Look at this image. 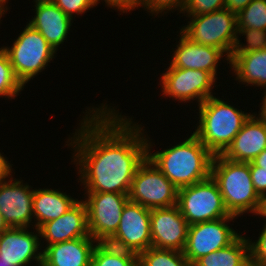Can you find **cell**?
Returning a JSON list of instances; mask_svg holds the SVG:
<instances>
[{"instance_id":"6da1fadb","label":"cell","mask_w":266,"mask_h":266,"mask_svg":"<svg viewBox=\"0 0 266 266\" xmlns=\"http://www.w3.org/2000/svg\"><path fill=\"white\" fill-rule=\"evenodd\" d=\"M104 107L87 111L70 139L74 162L81 167L79 180L86 192L129 194L135 172L147 157V138L130 118Z\"/></svg>"},{"instance_id":"7a4b0ae2","label":"cell","mask_w":266,"mask_h":266,"mask_svg":"<svg viewBox=\"0 0 266 266\" xmlns=\"http://www.w3.org/2000/svg\"><path fill=\"white\" fill-rule=\"evenodd\" d=\"M147 157L178 189L206 180L211 175L214 155L192 133L185 141L163 151L150 152Z\"/></svg>"},{"instance_id":"3957f363","label":"cell","mask_w":266,"mask_h":266,"mask_svg":"<svg viewBox=\"0 0 266 266\" xmlns=\"http://www.w3.org/2000/svg\"><path fill=\"white\" fill-rule=\"evenodd\" d=\"M210 176L217 183L231 215L238 217L247 211L262 214L264 200L254 189L249 163L231 161L221 154L214 155Z\"/></svg>"},{"instance_id":"277c9868","label":"cell","mask_w":266,"mask_h":266,"mask_svg":"<svg viewBox=\"0 0 266 266\" xmlns=\"http://www.w3.org/2000/svg\"><path fill=\"white\" fill-rule=\"evenodd\" d=\"M199 106V125L193 134L213 154H222L242 129L251 113H244L211 96Z\"/></svg>"},{"instance_id":"5b68a950","label":"cell","mask_w":266,"mask_h":266,"mask_svg":"<svg viewBox=\"0 0 266 266\" xmlns=\"http://www.w3.org/2000/svg\"><path fill=\"white\" fill-rule=\"evenodd\" d=\"M180 32L191 42L219 48L227 61L241 43L236 14L226 8L192 17Z\"/></svg>"},{"instance_id":"8992f818","label":"cell","mask_w":266,"mask_h":266,"mask_svg":"<svg viewBox=\"0 0 266 266\" xmlns=\"http://www.w3.org/2000/svg\"><path fill=\"white\" fill-rule=\"evenodd\" d=\"M2 49L8 54L13 72L23 86L47 67L56 52L40 32L29 24L11 48Z\"/></svg>"},{"instance_id":"52a82bcc","label":"cell","mask_w":266,"mask_h":266,"mask_svg":"<svg viewBox=\"0 0 266 266\" xmlns=\"http://www.w3.org/2000/svg\"><path fill=\"white\" fill-rule=\"evenodd\" d=\"M177 206L188 225L231 216L218 185L211 176L178 189Z\"/></svg>"},{"instance_id":"ba28073f","label":"cell","mask_w":266,"mask_h":266,"mask_svg":"<svg viewBox=\"0 0 266 266\" xmlns=\"http://www.w3.org/2000/svg\"><path fill=\"white\" fill-rule=\"evenodd\" d=\"M178 188L146 157L139 165L128 194L129 201L146 208L177 205Z\"/></svg>"},{"instance_id":"9c48e42d","label":"cell","mask_w":266,"mask_h":266,"mask_svg":"<svg viewBox=\"0 0 266 266\" xmlns=\"http://www.w3.org/2000/svg\"><path fill=\"white\" fill-rule=\"evenodd\" d=\"M88 198V229L97 243H106L117 231L122 210L129 201L128 194L109 192H85Z\"/></svg>"},{"instance_id":"30bf717a","label":"cell","mask_w":266,"mask_h":266,"mask_svg":"<svg viewBox=\"0 0 266 266\" xmlns=\"http://www.w3.org/2000/svg\"><path fill=\"white\" fill-rule=\"evenodd\" d=\"M234 218L236 216L231 215L188 226L187 241L183 253L191 266L202 256L229 246L240 236L226 224Z\"/></svg>"},{"instance_id":"8fae6325","label":"cell","mask_w":266,"mask_h":266,"mask_svg":"<svg viewBox=\"0 0 266 266\" xmlns=\"http://www.w3.org/2000/svg\"><path fill=\"white\" fill-rule=\"evenodd\" d=\"M150 216L151 209L128 201L116 233L106 243L139 255L152 247Z\"/></svg>"},{"instance_id":"7c38bea8","label":"cell","mask_w":266,"mask_h":266,"mask_svg":"<svg viewBox=\"0 0 266 266\" xmlns=\"http://www.w3.org/2000/svg\"><path fill=\"white\" fill-rule=\"evenodd\" d=\"M215 80L209 72L204 70L169 67L161 77L162 93L181 102L194 99L200 105L213 96L211 89L214 87L212 85Z\"/></svg>"},{"instance_id":"4fadbf2b","label":"cell","mask_w":266,"mask_h":266,"mask_svg":"<svg viewBox=\"0 0 266 266\" xmlns=\"http://www.w3.org/2000/svg\"><path fill=\"white\" fill-rule=\"evenodd\" d=\"M152 247L184 251L188 223L177 205L151 209Z\"/></svg>"},{"instance_id":"5bb4252c","label":"cell","mask_w":266,"mask_h":266,"mask_svg":"<svg viewBox=\"0 0 266 266\" xmlns=\"http://www.w3.org/2000/svg\"><path fill=\"white\" fill-rule=\"evenodd\" d=\"M34 189L16 179L0 182V213L9 228L30 227Z\"/></svg>"},{"instance_id":"9a60e30c","label":"cell","mask_w":266,"mask_h":266,"mask_svg":"<svg viewBox=\"0 0 266 266\" xmlns=\"http://www.w3.org/2000/svg\"><path fill=\"white\" fill-rule=\"evenodd\" d=\"M37 233L27 231V228H8L0 234V266H26L35 260L42 266V251L40 250L39 229ZM38 234V235H37Z\"/></svg>"},{"instance_id":"2e32d148","label":"cell","mask_w":266,"mask_h":266,"mask_svg":"<svg viewBox=\"0 0 266 266\" xmlns=\"http://www.w3.org/2000/svg\"><path fill=\"white\" fill-rule=\"evenodd\" d=\"M239 44L229 58L237 81L247 85L266 87V40ZM266 92V90H265Z\"/></svg>"},{"instance_id":"e0dca14e","label":"cell","mask_w":266,"mask_h":266,"mask_svg":"<svg viewBox=\"0 0 266 266\" xmlns=\"http://www.w3.org/2000/svg\"><path fill=\"white\" fill-rule=\"evenodd\" d=\"M46 246L81 237H91L88 229L87 207L83 200L77 201L65 214L44 223L40 228Z\"/></svg>"},{"instance_id":"ac0fdd59","label":"cell","mask_w":266,"mask_h":266,"mask_svg":"<svg viewBox=\"0 0 266 266\" xmlns=\"http://www.w3.org/2000/svg\"><path fill=\"white\" fill-rule=\"evenodd\" d=\"M251 115L228 148L221 154L235 162H252L266 149V125L257 116Z\"/></svg>"},{"instance_id":"d6986e66","label":"cell","mask_w":266,"mask_h":266,"mask_svg":"<svg viewBox=\"0 0 266 266\" xmlns=\"http://www.w3.org/2000/svg\"><path fill=\"white\" fill-rule=\"evenodd\" d=\"M180 36L169 67L204 70L216 79L217 66L224 52L219 48L191 42L181 32Z\"/></svg>"},{"instance_id":"ffe728a7","label":"cell","mask_w":266,"mask_h":266,"mask_svg":"<svg viewBox=\"0 0 266 266\" xmlns=\"http://www.w3.org/2000/svg\"><path fill=\"white\" fill-rule=\"evenodd\" d=\"M92 237L51 244L42 249V266H91L96 245Z\"/></svg>"},{"instance_id":"44dd1931","label":"cell","mask_w":266,"mask_h":266,"mask_svg":"<svg viewBox=\"0 0 266 266\" xmlns=\"http://www.w3.org/2000/svg\"><path fill=\"white\" fill-rule=\"evenodd\" d=\"M36 15L29 25L38 30L51 47L57 52L70 31L72 19L53 2L35 3Z\"/></svg>"},{"instance_id":"7402d4cb","label":"cell","mask_w":266,"mask_h":266,"mask_svg":"<svg viewBox=\"0 0 266 266\" xmlns=\"http://www.w3.org/2000/svg\"><path fill=\"white\" fill-rule=\"evenodd\" d=\"M78 199L54 189H36L33 195V216L39 229L44 223L62 216L72 207Z\"/></svg>"},{"instance_id":"603a6c76","label":"cell","mask_w":266,"mask_h":266,"mask_svg":"<svg viewBox=\"0 0 266 266\" xmlns=\"http://www.w3.org/2000/svg\"><path fill=\"white\" fill-rule=\"evenodd\" d=\"M237 32L246 41L266 40V0H252L236 15Z\"/></svg>"},{"instance_id":"cb8c5ba5","label":"cell","mask_w":266,"mask_h":266,"mask_svg":"<svg viewBox=\"0 0 266 266\" xmlns=\"http://www.w3.org/2000/svg\"><path fill=\"white\" fill-rule=\"evenodd\" d=\"M192 266H251L248 239L241 235L229 246L202 256Z\"/></svg>"},{"instance_id":"d4e9b609","label":"cell","mask_w":266,"mask_h":266,"mask_svg":"<svg viewBox=\"0 0 266 266\" xmlns=\"http://www.w3.org/2000/svg\"><path fill=\"white\" fill-rule=\"evenodd\" d=\"M91 266H139L138 255L107 243H97L91 258Z\"/></svg>"},{"instance_id":"484cf974","label":"cell","mask_w":266,"mask_h":266,"mask_svg":"<svg viewBox=\"0 0 266 266\" xmlns=\"http://www.w3.org/2000/svg\"><path fill=\"white\" fill-rule=\"evenodd\" d=\"M139 266H191L181 251L150 247L138 255Z\"/></svg>"},{"instance_id":"4316f807","label":"cell","mask_w":266,"mask_h":266,"mask_svg":"<svg viewBox=\"0 0 266 266\" xmlns=\"http://www.w3.org/2000/svg\"><path fill=\"white\" fill-rule=\"evenodd\" d=\"M24 86L16 78L8 54L0 48V96L14 98Z\"/></svg>"},{"instance_id":"83f0119b","label":"cell","mask_w":266,"mask_h":266,"mask_svg":"<svg viewBox=\"0 0 266 266\" xmlns=\"http://www.w3.org/2000/svg\"><path fill=\"white\" fill-rule=\"evenodd\" d=\"M225 8V0H187L183 13H187L191 18L209 14Z\"/></svg>"},{"instance_id":"f1b7e54d","label":"cell","mask_w":266,"mask_h":266,"mask_svg":"<svg viewBox=\"0 0 266 266\" xmlns=\"http://www.w3.org/2000/svg\"><path fill=\"white\" fill-rule=\"evenodd\" d=\"M256 242L248 238L251 266H266V223Z\"/></svg>"},{"instance_id":"f546056e","label":"cell","mask_w":266,"mask_h":266,"mask_svg":"<svg viewBox=\"0 0 266 266\" xmlns=\"http://www.w3.org/2000/svg\"><path fill=\"white\" fill-rule=\"evenodd\" d=\"M53 3L72 20L74 13L83 14L89 8H94L97 5L96 0H54Z\"/></svg>"},{"instance_id":"4dcf8cb0","label":"cell","mask_w":266,"mask_h":266,"mask_svg":"<svg viewBox=\"0 0 266 266\" xmlns=\"http://www.w3.org/2000/svg\"><path fill=\"white\" fill-rule=\"evenodd\" d=\"M187 0H141V6H144L145 9H148L152 14H158L162 11L177 10L180 9L182 13ZM179 7V8H178Z\"/></svg>"},{"instance_id":"1f68e13d","label":"cell","mask_w":266,"mask_h":266,"mask_svg":"<svg viewBox=\"0 0 266 266\" xmlns=\"http://www.w3.org/2000/svg\"><path fill=\"white\" fill-rule=\"evenodd\" d=\"M250 174L255 191L258 195L266 199V169L256 166L253 162H249Z\"/></svg>"},{"instance_id":"d6a6232c","label":"cell","mask_w":266,"mask_h":266,"mask_svg":"<svg viewBox=\"0 0 266 266\" xmlns=\"http://www.w3.org/2000/svg\"><path fill=\"white\" fill-rule=\"evenodd\" d=\"M100 0H96V4L99 3ZM107 6L109 7H116L119 11H123V13H127V11L134 10L135 7L141 5V0H104Z\"/></svg>"},{"instance_id":"836d02e7","label":"cell","mask_w":266,"mask_h":266,"mask_svg":"<svg viewBox=\"0 0 266 266\" xmlns=\"http://www.w3.org/2000/svg\"><path fill=\"white\" fill-rule=\"evenodd\" d=\"M252 0H225V8L235 13L241 12Z\"/></svg>"},{"instance_id":"e575fe53","label":"cell","mask_w":266,"mask_h":266,"mask_svg":"<svg viewBox=\"0 0 266 266\" xmlns=\"http://www.w3.org/2000/svg\"><path fill=\"white\" fill-rule=\"evenodd\" d=\"M11 164L8 162V159L4 158V156L0 152V182L5 181L8 176H11Z\"/></svg>"},{"instance_id":"d590c367","label":"cell","mask_w":266,"mask_h":266,"mask_svg":"<svg viewBox=\"0 0 266 266\" xmlns=\"http://www.w3.org/2000/svg\"><path fill=\"white\" fill-rule=\"evenodd\" d=\"M252 162L256 166L266 169V149L263 150Z\"/></svg>"},{"instance_id":"8d00e7d4","label":"cell","mask_w":266,"mask_h":266,"mask_svg":"<svg viewBox=\"0 0 266 266\" xmlns=\"http://www.w3.org/2000/svg\"><path fill=\"white\" fill-rule=\"evenodd\" d=\"M261 112L259 113V118L265 123L266 125V92L264 93L262 107L260 108Z\"/></svg>"},{"instance_id":"74e56055","label":"cell","mask_w":266,"mask_h":266,"mask_svg":"<svg viewBox=\"0 0 266 266\" xmlns=\"http://www.w3.org/2000/svg\"><path fill=\"white\" fill-rule=\"evenodd\" d=\"M8 228H9L8 225L5 223L4 218L2 214L0 213V234L4 232L5 230H7Z\"/></svg>"},{"instance_id":"f35d334b","label":"cell","mask_w":266,"mask_h":266,"mask_svg":"<svg viewBox=\"0 0 266 266\" xmlns=\"http://www.w3.org/2000/svg\"><path fill=\"white\" fill-rule=\"evenodd\" d=\"M6 1L5 0H0V18L3 16V14L6 13L8 10L7 7H5ZM6 8V9H5ZM5 12V13H4Z\"/></svg>"},{"instance_id":"ab89813d","label":"cell","mask_w":266,"mask_h":266,"mask_svg":"<svg viewBox=\"0 0 266 266\" xmlns=\"http://www.w3.org/2000/svg\"><path fill=\"white\" fill-rule=\"evenodd\" d=\"M260 216L261 217H266V199L264 200V207H263L262 214Z\"/></svg>"},{"instance_id":"60d3db41","label":"cell","mask_w":266,"mask_h":266,"mask_svg":"<svg viewBox=\"0 0 266 266\" xmlns=\"http://www.w3.org/2000/svg\"><path fill=\"white\" fill-rule=\"evenodd\" d=\"M54 0H34L35 3L39 2H53Z\"/></svg>"}]
</instances>
